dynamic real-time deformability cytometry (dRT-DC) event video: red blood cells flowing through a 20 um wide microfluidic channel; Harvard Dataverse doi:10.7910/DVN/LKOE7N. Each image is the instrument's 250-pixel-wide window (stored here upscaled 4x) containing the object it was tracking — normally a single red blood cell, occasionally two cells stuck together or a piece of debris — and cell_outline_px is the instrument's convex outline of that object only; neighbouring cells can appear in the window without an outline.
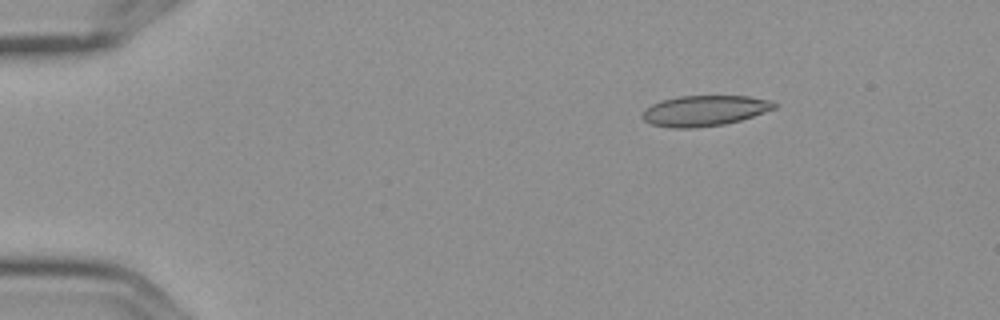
{"species": "Egyptian fruit bat (a non-hibernating species)", "species_latin": "Rousettus aegyptiacus", "temperature_condition": "cold", "stored_images_in_passage": 8, "camera_frame_rate_fps": 3000, "um_per_image_px": 0.085, "frame": {"image": 1, "passage_image": 3, "time_ms": 0.667, "image_size_px": [1000, 320], "cell_outline_px": [[780, 104], [776, 108], [740, 120], [724, 124], [696, 128], [672, 128], [652, 124], [644, 120], [640, 116], [644, 108], [660, 100], [680, 96], [748, 96], [772, 100]], "centroid_in_image_um": [59.88, 9.4], "position_along_channel_um": 25.1, "area_um2": 23.7}}
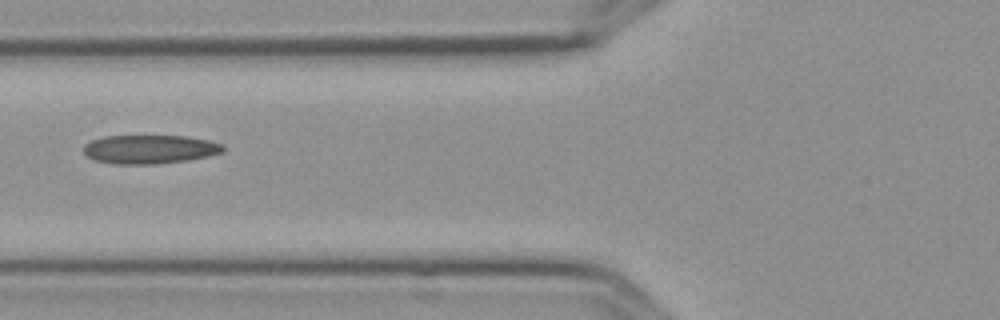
{"frame": {"image": 2, "passage_image": 7, "time_ms": 2.0, "image_size_px": [1000, 320], "cell_outline_px": [[224, 152], [208, 156], [188, 160], [152, 164], [112, 164], [96, 160], [88, 156], [84, 152], [84, 144], [92, 140], [104, 136], [188, 136], [208, 140], [224, 144]], "centroid_in_image_um": [12.75, 12.68], "position_along_channel_um": 113.0, "area_um2": 23.41}}
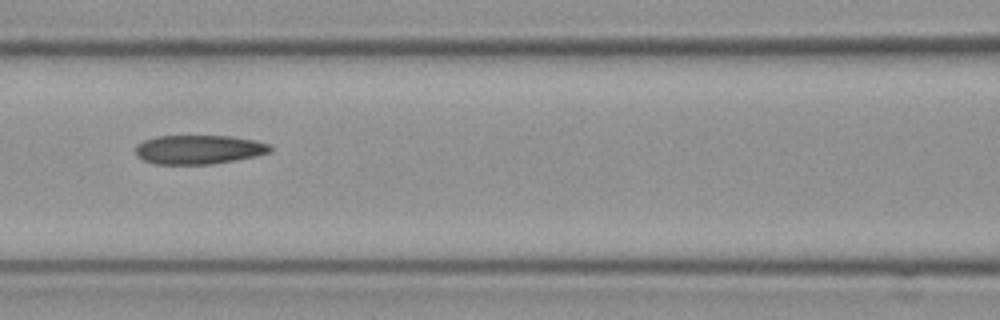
{"frame": {"image": 3, "passage_image": 8, "time_ms": 2.333, "image_size_px": [1000, 320], "cell_outline_px": [[272, 148], [268, 152], [256, 156], [208, 164], [156, 164], [144, 160], [136, 156], [136, 144], [144, 140], [156, 136], [228, 136], [252, 140], [272, 144]], "centroid_in_image_um": [16.86, 12.7], "position_along_channel_um": 149.7, "area_um2": 22.6}}